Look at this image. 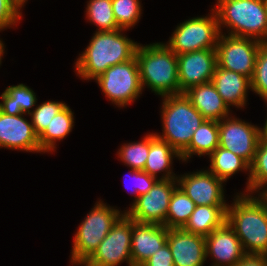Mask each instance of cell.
Wrapping results in <instances>:
<instances>
[{
	"label": "cell",
	"mask_w": 267,
	"mask_h": 266,
	"mask_svg": "<svg viewBox=\"0 0 267 266\" xmlns=\"http://www.w3.org/2000/svg\"><path fill=\"white\" fill-rule=\"evenodd\" d=\"M239 193L228 204L226 222L234 230L246 254L267 255V197L264 194Z\"/></svg>",
	"instance_id": "cell-1"
},
{
	"label": "cell",
	"mask_w": 267,
	"mask_h": 266,
	"mask_svg": "<svg viewBox=\"0 0 267 266\" xmlns=\"http://www.w3.org/2000/svg\"><path fill=\"white\" fill-rule=\"evenodd\" d=\"M125 29L95 31L89 45L76 59L75 72L83 80H94L109 67L131 60L139 43L128 38Z\"/></svg>",
	"instance_id": "cell-2"
},
{
	"label": "cell",
	"mask_w": 267,
	"mask_h": 266,
	"mask_svg": "<svg viewBox=\"0 0 267 266\" xmlns=\"http://www.w3.org/2000/svg\"><path fill=\"white\" fill-rule=\"evenodd\" d=\"M135 57L142 89L156 95L180 94L177 55L163 42L138 44Z\"/></svg>",
	"instance_id": "cell-3"
},
{
	"label": "cell",
	"mask_w": 267,
	"mask_h": 266,
	"mask_svg": "<svg viewBox=\"0 0 267 266\" xmlns=\"http://www.w3.org/2000/svg\"><path fill=\"white\" fill-rule=\"evenodd\" d=\"M213 7L222 28L230 36L253 38L262 43L267 36V7L265 0H216Z\"/></svg>",
	"instance_id": "cell-4"
},
{
	"label": "cell",
	"mask_w": 267,
	"mask_h": 266,
	"mask_svg": "<svg viewBox=\"0 0 267 266\" xmlns=\"http://www.w3.org/2000/svg\"><path fill=\"white\" fill-rule=\"evenodd\" d=\"M162 134L154 133L181 154L190 144L193 133L206 120L185 93L162 97Z\"/></svg>",
	"instance_id": "cell-5"
},
{
	"label": "cell",
	"mask_w": 267,
	"mask_h": 266,
	"mask_svg": "<svg viewBox=\"0 0 267 266\" xmlns=\"http://www.w3.org/2000/svg\"><path fill=\"white\" fill-rule=\"evenodd\" d=\"M97 200L85 219L77 228L73 238L70 262L73 266L82 265L97 249L98 245L110 232L113 224L124 213Z\"/></svg>",
	"instance_id": "cell-6"
},
{
	"label": "cell",
	"mask_w": 267,
	"mask_h": 266,
	"mask_svg": "<svg viewBox=\"0 0 267 266\" xmlns=\"http://www.w3.org/2000/svg\"><path fill=\"white\" fill-rule=\"evenodd\" d=\"M208 16H198L178 24L165 43L176 55L202 49H216L220 35L218 19L211 8Z\"/></svg>",
	"instance_id": "cell-7"
},
{
	"label": "cell",
	"mask_w": 267,
	"mask_h": 266,
	"mask_svg": "<svg viewBox=\"0 0 267 266\" xmlns=\"http://www.w3.org/2000/svg\"><path fill=\"white\" fill-rule=\"evenodd\" d=\"M94 80L104 96L119 108L131 105L143 92L135 56L127 62L109 67Z\"/></svg>",
	"instance_id": "cell-8"
},
{
	"label": "cell",
	"mask_w": 267,
	"mask_h": 266,
	"mask_svg": "<svg viewBox=\"0 0 267 266\" xmlns=\"http://www.w3.org/2000/svg\"><path fill=\"white\" fill-rule=\"evenodd\" d=\"M132 226L133 219L124 212L94 253L81 266H118L123 262L132 266Z\"/></svg>",
	"instance_id": "cell-9"
},
{
	"label": "cell",
	"mask_w": 267,
	"mask_h": 266,
	"mask_svg": "<svg viewBox=\"0 0 267 266\" xmlns=\"http://www.w3.org/2000/svg\"><path fill=\"white\" fill-rule=\"evenodd\" d=\"M262 44L253 38L220 33L216 46L217 65L252 79L257 53Z\"/></svg>",
	"instance_id": "cell-10"
},
{
	"label": "cell",
	"mask_w": 267,
	"mask_h": 266,
	"mask_svg": "<svg viewBox=\"0 0 267 266\" xmlns=\"http://www.w3.org/2000/svg\"><path fill=\"white\" fill-rule=\"evenodd\" d=\"M261 127L232 114L219 121V146L252 163L260 138Z\"/></svg>",
	"instance_id": "cell-11"
},
{
	"label": "cell",
	"mask_w": 267,
	"mask_h": 266,
	"mask_svg": "<svg viewBox=\"0 0 267 266\" xmlns=\"http://www.w3.org/2000/svg\"><path fill=\"white\" fill-rule=\"evenodd\" d=\"M177 186V178L157 180L146 194L140 195L124 212L136 222L166 226L170 198Z\"/></svg>",
	"instance_id": "cell-12"
},
{
	"label": "cell",
	"mask_w": 267,
	"mask_h": 266,
	"mask_svg": "<svg viewBox=\"0 0 267 266\" xmlns=\"http://www.w3.org/2000/svg\"><path fill=\"white\" fill-rule=\"evenodd\" d=\"M177 182L196 206H228L224 195L225 182L208 169L178 175Z\"/></svg>",
	"instance_id": "cell-13"
},
{
	"label": "cell",
	"mask_w": 267,
	"mask_h": 266,
	"mask_svg": "<svg viewBox=\"0 0 267 266\" xmlns=\"http://www.w3.org/2000/svg\"><path fill=\"white\" fill-rule=\"evenodd\" d=\"M180 94L190 87L212 82L217 66L216 49H202L177 55Z\"/></svg>",
	"instance_id": "cell-14"
},
{
	"label": "cell",
	"mask_w": 267,
	"mask_h": 266,
	"mask_svg": "<svg viewBox=\"0 0 267 266\" xmlns=\"http://www.w3.org/2000/svg\"><path fill=\"white\" fill-rule=\"evenodd\" d=\"M25 114L8 115L0 111V148L44 153L38 135Z\"/></svg>",
	"instance_id": "cell-15"
},
{
	"label": "cell",
	"mask_w": 267,
	"mask_h": 266,
	"mask_svg": "<svg viewBox=\"0 0 267 266\" xmlns=\"http://www.w3.org/2000/svg\"><path fill=\"white\" fill-rule=\"evenodd\" d=\"M167 244L173 256L174 266H204L206 258L205 237L185 231L168 229Z\"/></svg>",
	"instance_id": "cell-16"
},
{
	"label": "cell",
	"mask_w": 267,
	"mask_h": 266,
	"mask_svg": "<svg viewBox=\"0 0 267 266\" xmlns=\"http://www.w3.org/2000/svg\"><path fill=\"white\" fill-rule=\"evenodd\" d=\"M206 258L211 257V266H235L245 251L234 230L226 222L205 237Z\"/></svg>",
	"instance_id": "cell-17"
},
{
	"label": "cell",
	"mask_w": 267,
	"mask_h": 266,
	"mask_svg": "<svg viewBox=\"0 0 267 266\" xmlns=\"http://www.w3.org/2000/svg\"><path fill=\"white\" fill-rule=\"evenodd\" d=\"M168 228L156 223L133 220L131 257L132 266H141L167 243Z\"/></svg>",
	"instance_id": "cell-18"
},
{
	"label": "cell",
	"mask_w": 267,
	"mask_h": 266,
	"mask_svg": "<svg viewBox=\"0 0 267 266\" xmlns=\"http://www.w3.org/2000/svg\"><path fill=\"white\" fill-rule=\"evenodd\" d=\"M212 83L229 108L234 106L243 109L247 105L248 92L251 91L250 78L217 65Z\"/></svg>",
	"instance_id": "cell-19"
},
{
	"label": "cell",
	"mask_w": 267,
	"mask_h": 266,
	"mask_svg": "<svg viewBox=\"0 0 267 266\" xmlns=\"http://www.w3.org/2000/svg\"><path fill=\"white\" fill-rule=\"evenodd\" d=\"M184 93L206 120L220 121L232 114L212 82L192 86Z\"/></svg>",
	"instance_id": "cell-20"
},
{
	"label": "cell",
	"mask_w": 267,
	"mask_h": 266,
	"mask_svg": "<svg viewBox=\"0 0 267 266\" xmlns=\"http://www.w3.org/2000/svg\"><path fill=\"white\" fill-rule=\"evenodd\" d=\"M175 157L182 162L180 154L152 132L150 133V150L143 171L157 180L177 178V175L172 171ZM160 173L162 174L161 176L159 175Z\"/></svg>",
	"instance_id": "cell-21"
},
{
	"label": "cell",
	"mask_w": 267,
	"mask_h": 266,
	"mask_svg": "<svg viewBox=\"0 0 267 266\" xmlns=\"http://www.w3.org/2000/svg\"><path fill=\"white\" fill-rule=\"evenodd\" d=\"M228 206L198 205L195 207L183 229L196 235L207 237L227 220Z\"/></svg>",
	"instance_id": "cell-22"
},
{
	"label": "cell",
	"mask_w": 267,
	"mask_h": 266,
	"mask_svg": "<svg viewBox=\"0 0 267 266\" xmlns=\"http://www.w3.org/2000/svg\"><path fill=\"white\" fill-rule=\"evenodd\" d=\"M219 146V121L205 120L193 133L189 146L180 154L182 162H188L193 155L208 157Z\"/></svg>",
	"instance_id": "cell-23"
},
{
	"label": "cell",
	"mask_w": 267,
	"mask_h": 266,
	"mask_svg": "<svg viewBox=\"0 0 267 266\" xmlns=\"http://www.w3.org/2000/svg\"><path fill=\"white\" fill-rule=\"evenodd\" d=\"M0 100V111L8 115H29L37 106L36 93L23 83L6 87Z\"/></svg>",
	"instance_id": "cell-24"
},
{
	"label": "cell",
	"mask_w": 267,
	"mask_h": 266,
	"mask_svg": "<svg viewBox=\"0 0 267 266\" xmlns=\"http://www.w3.org/2000/svg\"><path fill=\"white\" fill-rule=\"evenodd\" d=\"M74 120V113L68 105L53 117L50 124L38 136L40 149L44 154L45 152L53 153L56 151V142L63 140L70 132H72L75 125Z\"/></svg>",
	"instance_id": "cell-25"
},
{
	"label": "cell",
	"mask_w": 267,
	"mask_h": 266,
	"mask_svg": "<svg viewBox=\"0 0 267 266\" xmlns=\"http://www.w3.org/2000/svg\"><path fill=\"white\" fill-rule=\"evenodd\" d=\"M209 161L208 170L224 182L239 171L247 172L248 175L250 172V165L243 158L220 146L209 156Z\"/></svg>",
	"instance_id": "cell-26"
},
{
	"label": "cell",
	"mask_w": 267,
	"mask_h": 266,
	"mask_svg": "<svg viewBox=\"0 0 267 266\" xmlns=\"http://www.w3.org/2000/svg\"><path fill=\"white\" fill-rule=\"evenodd\" d=\"M246 190L251 194H264L267 191V135H262L250 164V172L247 177ZM262 190V191H261Z\"/></svg>",
	"instance_id": "cell-27"
},
{
	"label": "cell",
	"mask_w": 267,
	"mask_h": 266,
	"mask_svg": "<svg viewBox=\"0 0 267 266\" xmlns=\"http://www.w3.org/2000/svg\"><path fill=\"white\" fill-rule=\"evenodd\" d=\"M195 207V203L177 186L170 198L166 216V227L168 229L183 228Z\"/></svg>",
	"instance_id": "cell-28"
},
{
	"label": "cell",
	"mask_w": 267,
	"mask_h": 266,
	"mask_svg": "<svg viewBox=\"0 0 267 266\" xmlns=\"http://www.w3.org/2000/svg\"><path fill=\"white\" fill-rule=\"evenodd\" d=\"M85 12L86 19L98 27V32L120 29L114 17L112 0H89Z\"/></svg>",
	"instance_id": "cell-29"
},
{
	"label": "cell",
	"mask_w": 267,
	"mask_h": 266,
	"mask_svg": "<svg viewBox=\"0 0 267 266\" xmlns=\"http://www.w3.org/2000/svg\"><path fill=\"white\" fill-rule=\"evenodd\" d=\"M118 150V160L133 170L143 171L150 150V133L141 141L123 143Z\"/></svg>",
	"instance_id": "cell-30"
},
{
	"label": "cell",
	"mask_w": 267,
	"mask_h": 266,
	"mask_svg": "<svg viewBox=\"0 0 267 266\" xmlns=\"http://www.w3.org/2000/svg\"><path fill=\"white\" fill-rule=\"evenodd\" d=\"M141 0H112L115 20L120 29L128 30L139 22L142 8Z\"/></svg>",
	"instance_id": "cell-31"
},
{
	"label": "cell",
	"mask_w": 267,
	"mask_h": 266,
	"mask_svg": "<svg viewBox=\"0 0 267 266\" xmlns=\"http://www.w3.org/2000/svg\"><path fill=\"white\" fill-rule=\"evenodd\" d=\"M66 105L64 102L51 100L38 104L29 114L35 133L39 136Z\"/></svg>",
	"instance_id": "cell-32"
},
{
	"label": "cell",
	"mask_w": 267,
	"mask_h": 266,
	"mask_svg": "<svg viewBox=\"0 0 267 266\" xmlns=\"http://www.w3.org/2000/svg\"><path fill=\"white\" fill-rule=\"evenodd\" d=\"M251 91L263 100L267 98V45L262 44L257 53Z\"/></svg>",
	"instance_id": "cell-33"
},
{
	"label": "cell",
	"mask_w": 267,
	"mask_h": 266,
	"mask_svg": "<svg viewBox=\"0 0 267 266\" xmlns=\"http://www.w3.org/2000/svg\"><path fill=\"white\" fill-rule=\"evenodd\" d=\"M22 7L15 0H0V31L18 26L22 21Z\"/></svg>",
	"instance_id": "cell-34"
},
{
	"label": "cell",
	"mask_w": 267,
	"mask_h": 266,
	"mask_svg": "<svg viewBox=\"0 0 267 266\" xmlns=\"http://www.w3.org/2000/svg\"><path fill=\"white\" fill-rule=\"evenodd\" d=\"M129 176L134 180L133 189H129L132 191L130 194H134L135 196L133 202L130 204L131 206L140 195L146 194L152 188L157 179L150 176L147 172L133 169H130Z\"/></svg>",
	"instance_id": "cell-35"
},
{
	"label": "cell",
	"mask_w": 267,
	"mask_h": 266,
	"mask_svg": "<svg viewBox=\"0 0 267 266\" xmlns=\"http://www.w3.org/2000/svg\"><path fill=\"white\" fill-rule=\"evenodd\" d=\"M141 266H174L173 256L168 244L157 250L147 261Z\"/></svg>",
	"instance_id": "cell-36"
},
{
	"label": "cell",
	"mask_w": 267,
	"mask_h": 266,
	"mask_svg": "<svg viewBox=\"0 0 267 266\" xmlns=\"http://www.w3.org/2000/svg\"><path fill=\"white\" fill-rule=\"evenodd\" d=\"M235 266H267V255L246 254Z\"/></svg>",
	"instance_id": "cell-37"
},
{
	"label": "cell",
	"mask_w": 267,
	"mask_h": 266,
	"mask_svg": "<svg viewBox=\"0 0 267 266\" xmlns=\"http://www.w3.org/2000/svg\"><path fill=\"white\" fill-rule=\"evenodd\" d=\"M4 51H5V46H4L3 41L0 38V65L2 64V57L5 53Z\"/></svg>",
	"instance_id": "cell-38"
},
{
	"label": "cell",
	"mask_w": 267,
	"mask_h": 266,
	"mask_svg": "<svg viewBox=\"0 0 267 266\" xmlns=\"http://www.w3.org/2000/svg\"><path fill=\"white\" fill-rule=\"evenodd\" d=\"M264 101L266 102V105H267V98L264 99ZM265 120H266L265 125L263 127H261L262 135H267V118Z\"/></svg>",
	"instance_id": "cell-39"
},
{
	"label": "cell",
	"mask_w": 267,
	"mask_h": 266,
	"mask_svg": "<svg viewBox=\"0 0 267 266\" xmlns=\"http://www.w3.org/2000/svg\"><path fill=\"white\" fill-rule=\"evenodd\" d=\"M21 7L25 6V3H27L28 0H15Z\"/></svg>",
	"instance_id": "cell-40"
},
{
	"label": "cell",
	"mask_w": 267,
	"mask_h": 266,
	"mask_svg": "<svg viewBox=\"0 0 267 266\" xmlns=\"http://www.w3.org/2000/svg\"><path fill=\"white\" fill-rule=\"evenodd\" d=\"M263 44H266L267 45V36H266V40L263 42Z\"/></svg>",
	"instance_id": "cell-41"
}]
</instances>
